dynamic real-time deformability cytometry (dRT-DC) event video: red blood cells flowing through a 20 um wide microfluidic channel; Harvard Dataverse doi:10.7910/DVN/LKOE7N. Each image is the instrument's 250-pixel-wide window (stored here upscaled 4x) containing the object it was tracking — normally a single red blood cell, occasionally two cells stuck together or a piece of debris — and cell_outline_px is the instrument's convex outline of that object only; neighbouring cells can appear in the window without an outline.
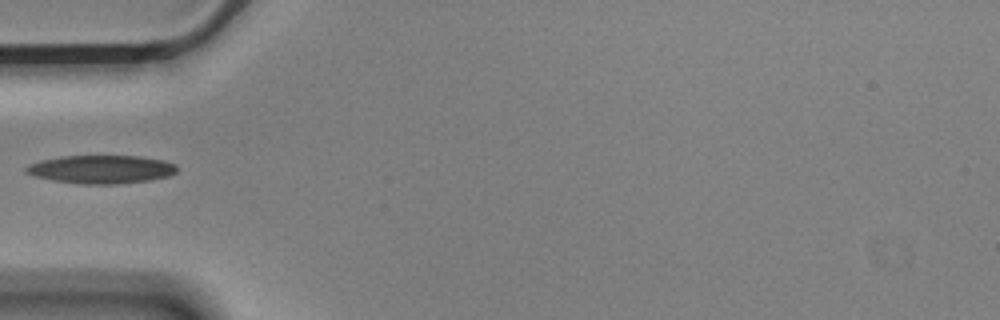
{"species": "Egyptian fruit bat (a non-hibernating species)", "species_latin": "Rousettus aegyptiacus", "temperature_condition": "cold", "stored_images_in_passage": 13, "camera_frame_rate_fps": 3000, "um_per_image_px": 0.085, "animal": {"sex": "male"}, "frame": {"image": 1, "passage_image": 1, "time_ms": 0.0, "image_size_px": [1000, 320], "cell_outline_px": [[176, 172], [168, 176], [148, 180], [120, 184], [84, 184], [52, 180], [36, 176], [24, 172], [24, 168], [28, 164], [40, 160], [60, 156], [140, 156], [164, 160], [176, 164]], "centroid_in_image_um": [8.58, 14.39], "position_along_channel_um": 76.4, "area_um2": 24.91}}
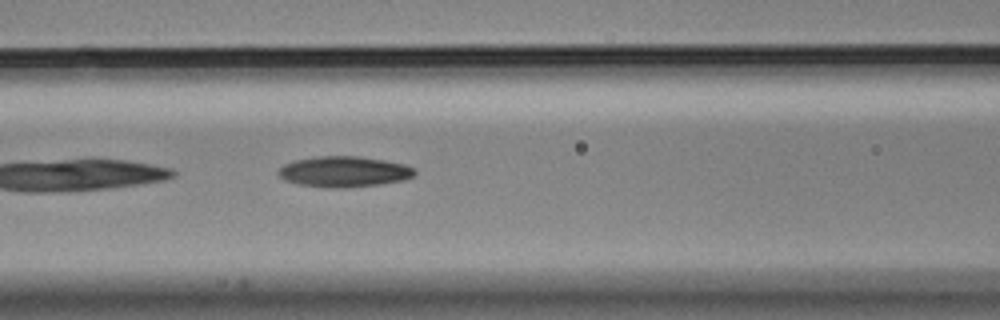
{"frame": {"image": 2, "passage_image": 6, "time_ms": 1.667, "image_size_px": [1000, 320], "cell_outline_px": [[416, 176], [404, 180], [380, 184], [344, 188], [328, 188], [300, 184], [284, 180], [276, 172], [284, 164], [296, 160], [320, 156], [356, 156], [384, 160], [404, 164], [412, 168], [416, 172]], "centroid_in_image_um": [29.25, 14.6], "position_along_channel_um": 137.3, "area_um2": 24.33}}
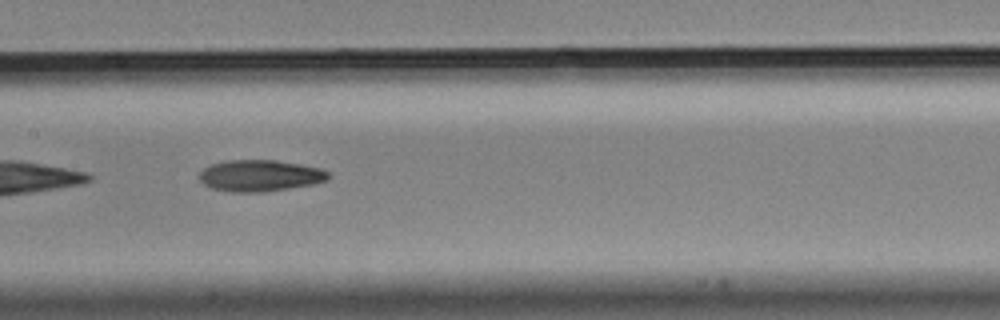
{"frame": {"image": 3, "passage_image": 10, "time_ms": 3.0, "image_size_px": [1000, 320], "cell_outline_px": [[328, 180], [316, 184], [264, 192], [232, 192], [212, 188], [204, 184], [200, 180], [200, 172], [204, 168], [212, 164], [228, 160], [276, 160], [300, 164], [320, 168], [328, 172]], "centroid_in_image_um": [22.12, 14.93], "position_along_channel_um": 185.3, "area_um2": 23.64}}